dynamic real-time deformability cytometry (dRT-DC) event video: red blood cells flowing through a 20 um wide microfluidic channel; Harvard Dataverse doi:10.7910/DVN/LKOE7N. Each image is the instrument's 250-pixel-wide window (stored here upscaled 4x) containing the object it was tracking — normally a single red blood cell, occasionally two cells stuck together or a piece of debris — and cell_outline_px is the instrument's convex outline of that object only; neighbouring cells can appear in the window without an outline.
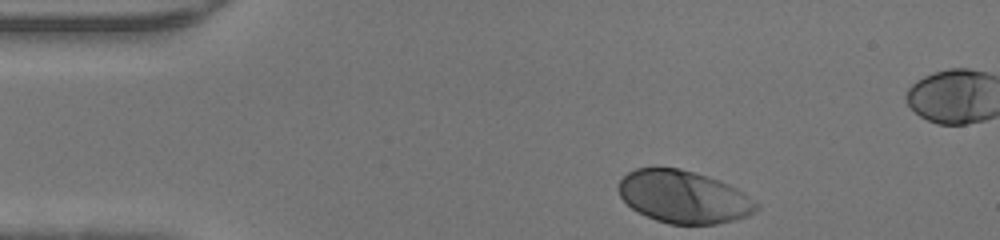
{"species": "human", "species_latin": "Homo sapiens", "temperature_condition": "warm", "stored_images_in_passage": 31, "camera_frame_rate_fps": 3000, "um_per_image_px": 0.085, "donor": {"sex": "male"}, "frame": {"image": 1, "passage_image": 1, "time_ms": 0.0, "image_size_px": [1000, 240], "cell_outline_px": [[760, 208], [748, 216], [716, 224], [668, 224], [656, 220], [632, 208], [620, 196], [620, 180], [628, 172], [636, 168], [680, 168], [708, 176], [720, 180], [744, 192], [760, 204]], "centroid_in_image_um": [58.16, 16.73], "position_along_channel_um": 26.8, "area_um2": 42.02}}
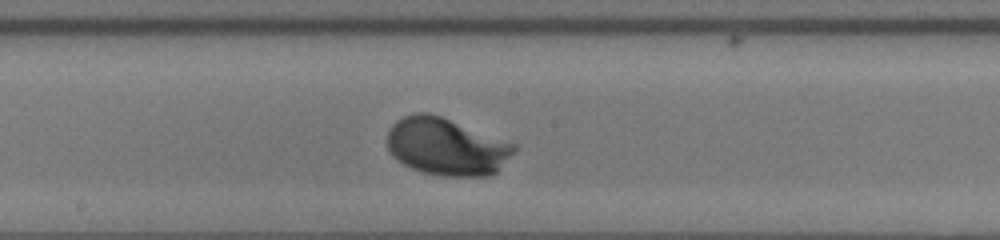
{"frame": {"image": 2, "passage_image": 18, "time_ms": 5.667, "image_size_px": [1000, 240], "cell_outline_px": [[516, 148], [496, 172], [488, 176], [444, 176], [420, 172], [396, 160], [392, 156], [388, 148], [388, 128], [396, 120], [404, 116], [416, 112], [428, 112], [440, 116], [516, 144]], "centroid_in_image_um": [37.9, 12.46], "position_along_channel_um": 210.3, "area_um2": 42.19}}
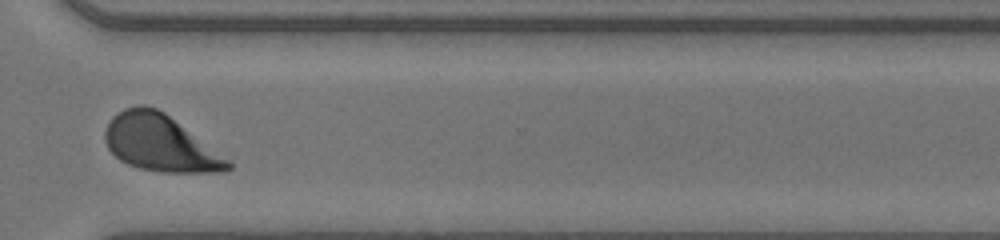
{"frame": {"image": 3, "passage_image": 28, "time_ms": 9.0, "image_size_px": [1000, 240], "cell_outline_px": [[232, 168], [224, 172], [160, 172], [140, 168], [128, 164], [120, 160], [108, 148], [104, 140], [104, 132], [112, 116], [124, 108], [136, 104], [144, 104], [156, 108], [164, 112], [232, 160]], "centroid_in_image_um": [13.63, 12.16], "position_along_channel_um": 357.0, "area_um2": 40.75}}